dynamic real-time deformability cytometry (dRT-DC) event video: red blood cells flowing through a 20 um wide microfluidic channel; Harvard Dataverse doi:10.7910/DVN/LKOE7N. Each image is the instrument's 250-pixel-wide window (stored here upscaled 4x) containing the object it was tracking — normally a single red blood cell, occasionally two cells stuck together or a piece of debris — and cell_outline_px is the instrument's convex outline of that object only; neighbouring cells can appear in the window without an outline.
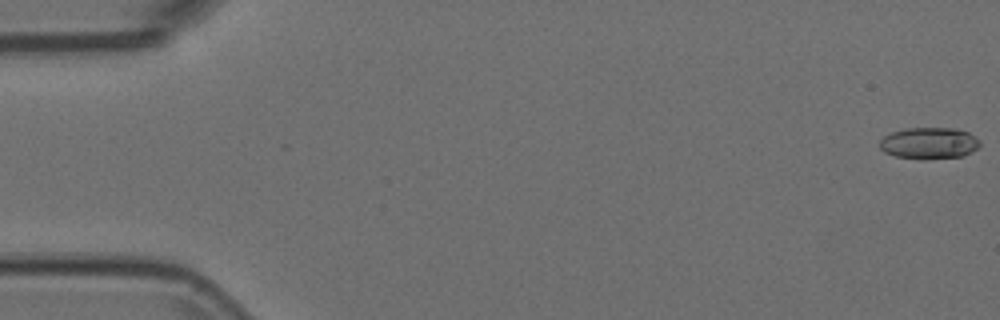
{"species": "Egyptian fruit bat (a non-hibernating species)", "species_latin": "Rousettus aegyptiacus", "temperature_condition": "room temperature", "stored_images_in_passage": 24, "camera_frame_rate_fps": 3000, "um_per_image_px": 0.085, "animal": {"sex": "female"}, "frame": {"image": 1, "passage_image": 1, "time_ms": 0.0, "image_size_px": [1000, 320], "cell_outline_px": [[980, 144], [972, 152], [964, 156], [924, 160], [920, 160], [896, 156], [884, 152], [880, 148], [880, 140], [884, 136], [892, 132], [904, 128], [952, 128], [968, 132], [980, 140]], "centroid_in_image_um": [78.97, 12.18], "position_along_channel_um": 6.0, "area_um2": 18.61}}
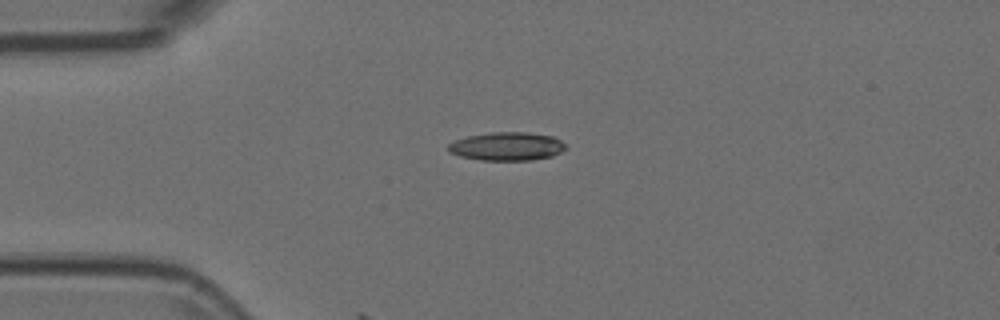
{"frame": {"image": 2, "passage_image": 14, "time_ms": 4.333, "image_size_px": [1000, 320], "cell_outline_px": [[568, 144], [560, 152], [552, 156], [532, 160], [480, 160], [460, 156], [448, 152], [448, 144], [456, 140], [468, 136], [492, 132], [528, 132], [552, 136]], "centroid_in_image_um": [43.09, 12.44], "position_along_channel_um": 41.9, "area_um2": 19.42}}